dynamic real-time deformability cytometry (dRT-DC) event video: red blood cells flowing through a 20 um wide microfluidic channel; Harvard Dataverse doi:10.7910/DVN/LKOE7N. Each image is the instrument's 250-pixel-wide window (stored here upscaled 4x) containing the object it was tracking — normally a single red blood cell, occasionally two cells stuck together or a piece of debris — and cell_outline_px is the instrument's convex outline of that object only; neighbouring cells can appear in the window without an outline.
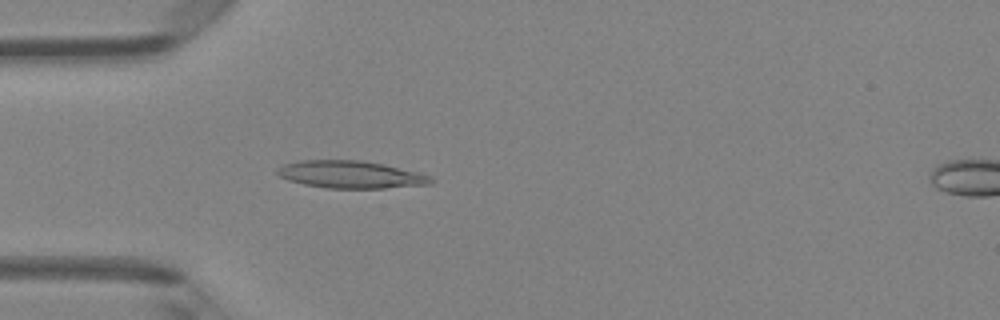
{"species": "Egyptian fruit bat (a non-hibernating species)", "species_latin": "Rousettus aegyptiacus", "temperature_condition": "room temperature", "stored_images_in_passage": 47, "camera_frame_rate_fps": 3000, "um_per_image_px": 0.085, "animal": {"sex": "female"}, "frame": {"image": 1, "passage_image": 14, "time_ms": 4.333, "image_size_px": [1000, 320], "cell_outline_px": [[432, 184], [384, 188], [328, 188], [304, 184], [288, 180], [280, 176], [276, 172], [276, 168], [284, 164], [300, 160], [360, 160], [384, 164], [420, 172], [428, 176], [432, 180]], "centroid_in_image_um": [29.79, 14.83], "position_along_channel_um": 55.2, "area_um2": 24.51}}
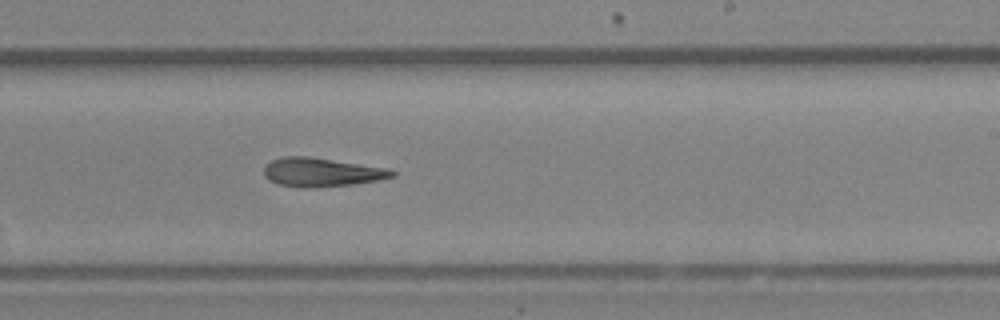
{"frame": {"image": 2, "passage_image": 29, "time_ms": 9.333, "image_size_px": [1000, 320], "cell_outline_px": [[396, 176], [376, 180], [352, 184], [316, 188], [312, 188], [276, 184], [268, 180], [264, 176], [264, 168], [272, 160], [284, 156], [308, 156], [388, 168], [396, 172]], "centroid_in_image_um": [27.32, 14.64], "position_along_channel_um": 261.7, "area_um2": 21.44}}
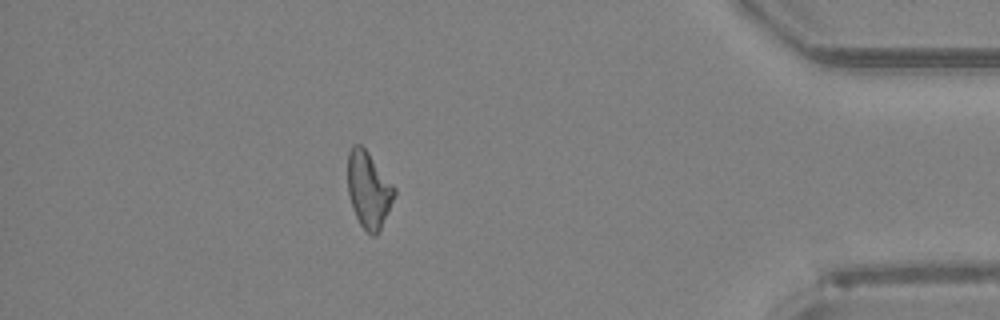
{"frame": {"image": 3, "passage_image": 42, "time_ms": 13.667, "image_size_px": [1000, 320], "cell_outline_px": [[396, 192], [380, 232], [376, 236], [372, 236], [360, 224], [356, 216], [348, 192], [348, 152], [352, 144], [360, 144], [368, 152], [396, 188]], "centroid_in_image_um": [31.34, 16.13], "position_along_channel_um": 403.9, "area_um2": 20.63}, "authors_computed_cell_mechanics": {"area_um2": 21.675, "velocity_mm_per_s": 4.266, "shape_relaxation_time_tau1_ms": 7.7201, "shape_relaxation_time_tau2_ms": 4.4, "deformation_change_tau1": 0.2196, "deformation_change_tau2": 0.1802}}